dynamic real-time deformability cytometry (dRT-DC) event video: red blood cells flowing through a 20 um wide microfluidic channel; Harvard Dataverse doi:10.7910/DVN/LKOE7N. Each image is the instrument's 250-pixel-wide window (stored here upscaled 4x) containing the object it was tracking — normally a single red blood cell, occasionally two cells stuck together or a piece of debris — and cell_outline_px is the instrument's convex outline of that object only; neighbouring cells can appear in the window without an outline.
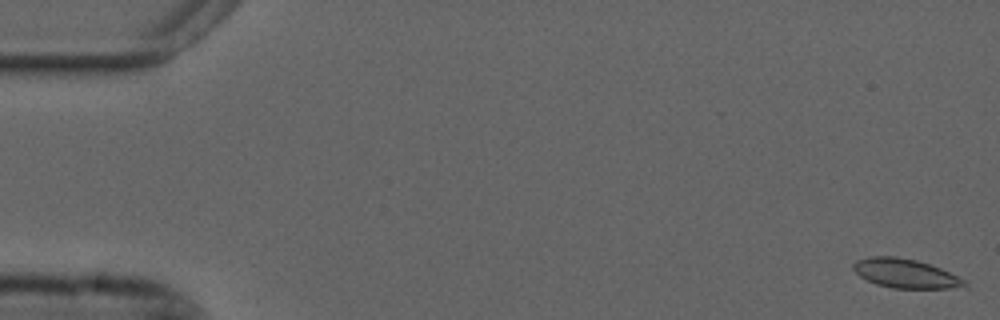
{"species": "common noctule bat (a hibernating species)", "species_latin": "Nyctalus noctula", "temperature_condition": "cold", "stored_images_in_passage": 13, "camera_frame_rate_fps": 3000, "um_per_image_px": 0.085, "animal": {"sex": "male", "forearm_length_mm": 52.5}, "frame": {"image": 1, "passage_image": 1, "time_ms": 0.0, "image_size_px": [1000, 320], "cell_outline_px": [[968, 288], [892, 288], [876, 284], [860, 276], [852, 268], [852, 264], [856, 260], [872, 256], [896, 256], [916, 260], [940, 268], [968, 280]], "centroid_in_image_um": [77.01, 23.25], "position_along_channel_um": 8.0, "area_um2": 19.02}}